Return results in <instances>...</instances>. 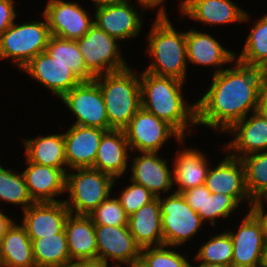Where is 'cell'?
<instances>
[{
    "label": "cell",
    "mask_w": 267,
    "mask_h": 267,
    "mask_svg": "<svg viewBox=\"0 0 267 267\" xmlns=\"http://www.w3.org/2000/svg\"><path fill=\"white\" fill-rule=\"evenodd\" d=\"M122 265H113V263L111 264V266L109 265L108 267H121Z\"/></svg>",
    "instance_id": "obj_52"
},
{
    "label": "cell",
    "mask_w": 267,
    "mask_h": 267,
    "mask_svg": "<svg viewBox=\"0 0 267 267\" xmlns=\"http://www.w3.org/2000/svg\"><path fill=\"white\" fill-rule=\"evenodd\" d=\"M23 140L25 156L30 162L68 171L63 132Z\"/></svg>",
    "instance_id": "obj_28"
},
{
    "label": "cell",
    "mask_w": 267,
    "mask_h": 267,
    "mask_svg": "<svg viewBox=\"0 0 267 267\" xmlns=\"http://www.w3.org/2000/svg\"><path fill=\"white\" fill-rule=\"evenodd\" d=\"M21 71L59 99L82 82L68 66L57 62L46 51L37 54Z\"/></svg>",
    "instance_id": "obj_17"
},
{
    "label": "cell",
    "mask_w": 267,
    "mask_h": 267,
    "mask_svg": "<svg viewBox=\"0 0 267 267\" xmlns=\"http://www.w3.org/2000/svg\"><path fill=\"white\" fill-rule=\"evenodd\" d=\"M179 9L183 16L210 26L250 20V14L231 0H181Z\"/></svg>",
    "instance_id": "obj_19"
},
{
    "label": "cell",
    "mask_w": 267,
    "mask_h": 267,
    "mask_svg": "<svg viewBox=\"0 0 267 267\" xmlns=\"http://www.w3.org/2000/svg\"><path fill=\"white\" fill-rule=\"evenodd\" d=\"M239 206L240 204L232 196L222 193L213 194L205 186L204 212L197 213L204 224L209 221L214 228L216 220L229 218Z\"/></svg>",
    "instance_id": "obj_36"
},
{
    "label": "cell",
    "mask_w": 267,
    "mask_h": 267,
    "mask_svg": "<svg viewBox=\"0 0 267 267\" xmlns=\"http://www.w3.org/2000/svg\"><path fill=\"white\" fill-rule=\"evenodd\" d=\"M131 0L94 8V24L120 42L136 39L142 31V14ZM136 8V9H135Z\"/></svg>",
    "instance_id": "obj_13"
},
{
    "label": "cell",
    "mask_w": 267,
    "mask_h": 267,
    "mask_svg": "<svg viewBox=\"0 0 267 267\" xmlns=\"http://www.w3.org/2000/svg\"><path fill=\"white\" fill-rule=\"evenodd\" d=\"M182 150V151H181ZM173 165V186H177L174 192L181 193L187 189L204 185L210 161L207 155L195 148H185L176 151Z\"/></svg>",
    "instance_id": "obj_26"
},
{
    "label": "cell",
    "mask_w": 267,
    "mask_h": 267,
    "mask_svg": "<svg viewBox=\"0 0 267 267\" xmlns=\"http://www.w3.org/2000/svg\"><path fill=\"white\" fill-rule=\"evenodd\" d=\"M166 0H137L136 2L139 4L138 6H141V8L144 10H149L151 9H156L158 8V11L156 12L157 14H167L166 12V7L163 5V3Z\"/></svg>",
    "instance_id": "obj_44"
},
{
    "label": "cell",
    "mask_w": 267,
    "mask_h": 267,
    "mask_svg": "<svg viewBox=\"0 0 267 267\" xmlns=\"http://www.w3.org/2000/svg\"><path fill=\"white\" fill-rule=\"evenodd\" d=\"M139 154L133 158L130 156V181L144 186L156 197L162 193L170 194L169 190L173 188V168L168 166V160L159 156V152Z\"/></svg>",
    "instance_id": "obj_18"
},
{
    "label": "cell",
    "mask_w": 267,
    "mask_h": 267,
    "mask_svg": "<svg viewBox=\"0 0 267 267\" xmlns=\"http://www.w3.org/2000/svg\"><path fill=\"white\" fill-rule=\"evenodd\" d=\"M191 28L186 31L187 62L192 65L209 66L214 73L221 72L226 64L233 63L236 52L226 49L219 41L207 32Z\"/></svg>",
    "instance_id": "obj_20"
},
{
    "label": "cell",
    "mask_w": 267,
    "mask_h": 267,
    "mask_svg": "<svg viewBox=\"0 0 267 267\" xmlns=\"http://www.w3.org/2000/svg\"><path fill=\"white\" fill-rule=\"evenodd\" d=\"M161 223L164 244L180 247L194 238L203 222L186 202L181 193L171 192L168 196H160Z\"/></svg>",
    "instance_id": "obj_7"
},
{
    "label": "cell",
    "mask_w": 267,
    "mask_h": 267,
    "mask_svg": "<svg viewBox=\"0 0 267 267\" xmlns=\"http://www.w3.org/2000/svg\"><path fill=\"white\" fill-rule=\"evenodd\" d=\"M116 179L93 168H75L66 172L67 199L71 214L88 216L111 193ZM69 197V198H68Z\"/></svg>",
    "instance_id": "obj_5"
},
{
    "label": "cell",
    "mask_w": 267,
    "mask_h": 267,
    "mask_svg": "<svg viewBox=\"0 0 267 267\" xmlns=\"http://www.w3.org/2000/svg\"><path fill=\"white\" fill-rule=\"evenodd\" d=\"M147 37L146 53L152 59L145 72L187 81L186 31H178L168 14H156Z\"/></svg>",
    "instance_id": "obj_3"
},
{
    "label": "cell",
    "mask_w": 267,
    "mask_h": 267,
    "mask_svg": "<svg viewBox=\"0 0 267 267\" xmlns=\"http://www.w3.org/2000/svg\"><path fill=\"white\" fill-rule=\"evenodd\" d=\"M211 168L208 169L204 183L208 190L213 194L232 196L239 204L247 202V209L250 210L253 201L246 188L245 170L241 159L227 152L225 158Z\"/></svg>",
    "instance_id": "obj_15"
},
{
    "label": "cell",
    "mask_w": 267,
    "mask_h": 267,
    "mask_svg": "<svg viewBox=\"0 0 267 267\" xmlns=\"http://www.w3.org/2000/svg\"><path fill=\"white\" fill-rule=\"evenodd\" d=\"M76 42L87 70L94 77L129 67L120 50V41L95 24L82 38L76 39Z\"/></svg>",
    "instance_id": "obj_8"
},
{
    "label": "cell",
    "mask_w": 267,
    "mask_h": 267,
    "mask_svg": "<svg viewBox=\"0 0 267 267\" xmlns=\"http://www.w3.org/2000/svg\"><path fill=\"white\" fill-rule=\"evenodd\" d=\"M257 112L267 116V71L262 73L258 90Z\"/></svg>",
    "instance_id": "obj_43"
},
{
    "label": "cell",
    "mask_w": 267,
    "mask_h": 267,
    "mask_svg": "<svg viewBox=\"0 0 267 267\" xmlns=\"http://www.w3.org/2000/svg\"><path fill=\"white\" fill-rule=\"evenodd\" d=\"M22 174L34 203L58 202L55 197L66 193V172L63 169L32 163L26 158Z\"/></svg>",
    "instance_id": "obj_23"
},
{
    "label": "cell",
    "mask_w": 267,
    "mask_h": 267,
    "mask_svg": "<svg viewBox=\"0 0 267 267\" xmlns=\"http://www.w3.org/2000/svg\"><path fill=\"white\" fill-rule=\"evenodd\" d=\"M14 22L0 37V60H10L21 70L32 58L45 51L51 36L47 20Z\"/></svg>",
    "instance_id": "obj_6"
},
{
    "label": "cell",
    "mask_w": 267,
    "mask_h": 267,
    "mask_svg": "<svg viewBox=\"0 0 267 267\" xmlns=\"http://www.w3.org/2000/svg\"><path fill=\"white\" fill-rule=\"evenodd\" d=\"M234 66L213 74L205 94L196 103V123L225 133L236 122L255 112L264 70L234 60Z\"/></svg>",
    "instance_id": "obj_1"
},
{
    "label": "cell",
    "mask_w": 267,
    "mask_h": 267,
    "mask_svg": "<svg viewBox=\"0 0 267 267\" xmlns=\"http://www.w3.org/2000/svg\"><path fill=\"white\" fill-rule=\"evenodd\" d=\"M69 214L64 199L58 202H38L23 211L20 221L29 238L35 240L61 233Z\"/></svg>",
    "instance_id": "obj_21"
},
{
    "label": "cell",
    "mask_w": 267,
    "mask_h": 267,
    "mask_svg": "<svg viewBox=\"0 0 267 267\" xmlns=\"http://www.w3.org/2000/svg\"><path fill=\"white\" fill-rule=\"evenodd\" d=\"M199 263L198 265H193L190 264V267H230V266H226V265H219V264H215V263H206L203 261H197L196 264Z\"/></svg>",
    "instance_id": "obj_48"
},
{
    "label": "cell",
    "mask_w": 267,
    "mask_h": 267,
    "mask_svg": "<svg viewBox=\"0 0 267 267\" xmlns=\"http://www.w3.org/2000/svg\"><path fill=\"white\" fill-rule=\"evenodd\" d=\"M18 172L0 164V202L19 205L24 211L34 202L28 193L22 172Z\"/></svg>",
    "instance_id": "obj_34"
},
{
    "label": "cell",
    "mask_w": 267,
    "mask_h": 267,
    "mask_svg": "<svg viewBox=\"0 0 267 267\" xmlns=\"http://www.w3.org/2000/svg\"><path fill=\"white\" fill-rule=\"evenodd\" d=\"M42 14L50 34L62 39L82 38L94 24V16L76 1L48 0Z\"/></svg>",
    "instance_id": "obj_12"
},
{
    "label": "cell",
    "mask_w": 267,
    "mask_h": 267,
    "mask_svg": "<svg viewBox=\"0 0 267 267\" xmlns=\"http://www.w3.org/2000/svg\"><path fill=\"white\" fill-rule=\"evenodd\" d=\"M14 0H0V37L18 17Z\"/></svg>",
    "instance_id": "obj_40"
},
{
    "label": "cell",
    "mask_w": 267,
    "mask_h": 267,
    "mask_svg": "<svg viewBox=\"0 0 267 267\" xmlns=\"http://www.w3.org/2000/svg\"><path fill=\"white\" fill-rule=\"evenodd\" d=\"M71 266L72 267H108L109 265L101 261H86V262H75Z\"/></svg>",
    "instance_id": "obj_46"
},
{
    "label": "cell",
    "mask_w": 267,
    "mask_h": 267,
    "mask_svg": "<svg viewBox=\"0 0 267 267\" xmlns=\"http://www.w3.org/2000/svg\"><path fill=\"white\" fill-rule=\"evenodd\" d=\"M45 51L68 66L81 81H92L94 76L87 70L82 53L76 40L62 39L51 35Z\"/></svg>",
    "instance_id": "obj_32"
},
{
    "label": "cell",
    "mask_w": 267,
    "mask_h": 267,
    "mask_svg": "<svg viewBox=\"0 0 267 267\" xmlns=\"http://www.w3.org/2000/svg\"><path fill=\"white\" fill-rule=\"evenodd\" d=\"M245 170V183L252 201L267 197V151L241 158Z\"/></svg>",
    "instance_id": "obj_33"
},
{
    "label": "cell",
    "mask_w": 267,
    "mask_h": 267,
    "mask_svg": "<svg viewBox=\"0 0 267 267\" xmlns=\"http://www.w3.org/2000/svg\"><path fill=\"white\" fill-rule=\"evenodd\" d=\"M106 130L72 124L63 132L67 170L93 168L100 140Z\"/></svg>",
    "instance_id": "obj_22"
},
{
    "label": "cell",
    "mask_w": 267,
    "mask_h": 267,
    "mask_svg": "<svg viewBox=\"0 0 267 267\" xmlns=\"http://www.w3.org/2000/svg\"><path fill=\"white\" fill-rule=\"evenodd\" d=\"M237 55L240 63L267 71V13L254 23Z\"/></svg>",
    "instance_id": "obj_31"
},
{
    "label": "cell",
    "mask_w": 267,
    "mask_h": 267,
    "mask_svg": "<svg viewBox=\"0 0 267 267\" xmlns=\"http://www.w3.org/2000/svg\"><path fill=\"white\" fill-rule=\"evenodd\" d=\"M1 209V208H0ZM15 220L7 216L4 212L0 210V244L3 237L9 230V228L14 224Z\"/></svg>",
    "instance_id": "obj_45"
},
{
    "label": "cell",
    "mask_w": 267,
    "mask_h": 267,
    "mask_svg": "<svg viewBox=\"0 0 267 267\" xmlns=\"http://www.w3.org/2000/svg\"><path fill=\"white\" fill-rule=\"evenodd\" d=\"M183 82L144 70L140 72L141 107L172 125L184 138L192 135L196 123V103L186 102ZM187 129V130H186ZM187 133V134H186Z\"/></svg>",
    "instance_id": "obj_2"
},
{
    "label": "cell",
    "mask_w": 267,
    "mask_h": 267,
    "mask_svg": "<svg viewBox=\"0 0 267 267\" xmlns=\"http://www.w3.org/2000/svg\"><path fill=\"white\" fill-rule=\"evenodd\" d=\"M263 267H267V248H266V251H265V259H264Z\"/></svg>",
    "instance_id": "obj_50"
},
{
    "label": "cell",
    "mask_w": 267,
    "mask_h": 267,
    "mask_svg": "<svg viewBox=\"0 0 267 267\" xmlns=\"http://www.w3.org/2000/svg\"><path fill=\"white\" fill-rule=\"evenodd\" d=\"M233 242L229 233L225 230L216 233L203 243L195 254L194 261L215 263L232 267Z\"/></svg>",
    "instance_id": "obj_35"
},
{
    "label": "cell",
    "mask_w": 267,
    "mask_h": 267,
    "mask_svg": "<svg viewBox=\"0 0 267 267\" xmlns=\"http://www.w3.org/2000/svg\"><path fill=\"white\" fill-rule=\"evenodd\" d=\"M128 228L141 249L164 245L159 198L156 197L129 216Z\"/></svg>",
    "instance_id": "obj_27"
},
{
    "label": "cell",
    "mask_w": 267,
    "mask_h": 267,
    "mask_svg": "<svg viewBox=\"0 0 267 267\" xmlns=\"http://www.w3.org/2000/svg\"><path fill=\"white\" fill-rule=\"evenodd\" d=\"M175 246L160 245L141 249L140 258L148 267H190V262L185 254L176 252ZM182 254V255H181Z\"/></svg>",
    "instance_id": "obj_37"
},
{
    "label": "cell",
    "mask_w": 267,
    "mask_h": 267,
    "mask_svg": "<svg viewBox=\"0 0 267 267\" xmlns=\"http://www.w3.org/2000/svg\"><path fill=\"white\" fill-rule=\"evenodd\" d=\"M102 92L109 130H124L141 108L140 75L131 67L94 78Z\"/></svg>",
    "instance_id": "obj_4"
},
{
    "label": "cell",
    "mask_w": 267,
    "mask_h": 267,
    "mask_svg": "<svg viewBox=\"0 0 267 267\" xmlns=\"http://www.w3.org/2000/svg\"><path fill=\"white\" fill-rule=\"evenodd\" d=\"M60 100L73 113L75 125L109 130L104 98L95 80L82 81Z\"/></svg>",
    "instance_id": "obj_10"
},
{
    "label": "cell",
    "mask_w": 267,
    "mask_h": 267,
    "mask_svg": "<svg viewBox=\"0 0 267 267\" xmlns=\"http://www.w3.org/2000/svg\"><path fill=\"white\" fill-rule=\"evenodd\" d=\"M31 241L36 267H69L73 264L64 230L53 236Z\"/></svg>",
    "instance_id": "obj_30"
},
{
    "label": "cell",
    "mask_w": 267,
    "mask_h": 267,
    "mask_svg": "<svg viewBox=\"0 0 267 267\" xmlns=\"http://www.w3.org/2000/svg\"><path fill=\"white\" fill-rule=\"evenodd\" d=\"M263 202L267 204V198L254 200L251 204L250 211L260 221L262 228H263V232L267 238V211H265L266 205H264Z\"/></svg>",
    "instance_id": "obj_42"
},
{
    "label": "cell",
    "mask_w": 267,
    "mask_h": 267,
    "mask_svg": "<svg viewBox=\"0 0 267 267\" xmlns=\"http://www.w3.org/2000/svg\"><path fill=\"white\" fill-rule=\"evenodd\" d=\"M237 230H227L233 242L232 267L263 266L267 238L256 216L247 210Z\"/></svg>",
    "instance_id": "obj_11"
},
{
    "label": "cell",
    "mask_w": 267,
    "mask_h": 267,
    "mask_svg": "<svg viewBox=\"0 0 267 267\" xmlns=\"http://www.w3.org/2000/svg\"><path fill=\"white\" fill-rule=\"evenodd\" d=\"M0 267H5L3 260L0 258Z\"/></svg>",
    "instance_id": "obj_51"
},
{
    "label": "cell",
    "mask_w": 267,
    "mask_h": 267,
    "mask_svg": "<svg viewBox=\"0 0 267 267\" xmlns=\"http://www.w3.org/2000/svg\"><path fill=\"white\" fill-rule=\"evenodd\" d=\"M101 202L88 216L94 225L128 226V216L117 197Z\"/></svg>",
    "instance_id": "obj_38"
},
{
    "label": "cell",
    "mask_w": 267,
    "mask_h": 267,
    "mask_svg": "<svg viewBox=\"0 0 267 267\" xmlns=\"http://www.w3.org/2000/svg\"><path fill=\"white\" fill-rule=\"evenodd\" d=\"M0 258L5 267H36L32 241L21 223L15 221L3 237Z\"/></svg>",
    "instance_id": "obj_29"
},
{
    "label": "cell",
    "mask_w": 267,
    "mask_h": 267,
    "mask_svg": "<svg viewBox=\"0 0 267 267\" xmlns=\"http://www.w3.org/2000/svg\"><path fill=\"white\" fill-rule=\"evenodd\" d=\"M181 194L195 212H204L205 185L187 189Z\"/></svg>",
    "instance_id": "obj_41"
},
{
    "label": "cell",
    "mask_w": 267,
    "mask_h": 267,
    "mask_svg": "<svg viewBox=\"0 0 267 267\" xmlns=\"http://www.w3.org/2000/svg\"><path fill=\"white\" fill-rule=\"evenodd\" d=\"M98 261L126 265L140 259L141 248L136 244L128 226L95 225Z\"/></svg>",
    "instance_id": "obj_14"
},
{
    "label": "cell",
    "mask_w": 267,
    "mask_h": 267,
    "mask_svg": "<svg viewBox=\"0 0 267 267\" xmlns=\"http://www.w3.org/2000/svg\"><path fill=\"white\" fill-rule=\"evenodd\" d=\"M64 231L72 263L98 261L95 225L89 216L70 213Z\"/></svg>",
    "instance_id": "obj_25"
},
{
    "label": "cell",
    "mask_w": 267,
    "mask_h": 267,
    "mask_svg": "<svg viewBox=\"0 0 267 267\" xmlns=\"http://www.w3.org/2000/svg\"><path fill=\"white\" fill-rule=\"evenodd\" d=\"M129 151L130 148L124 130H108L100 140L93 169L118 180L124 176L129 166Z\"/></svg>",
    "instance_id": "obj_24"
},
{
    "label": "cell",
    "mask_w": 267,
    "mask_h": 267,
    "mask_svg": "<svg viewBox=\"0 0 267 267\" xmlns=\"http://www.w3.org/2000/svg\"><path fill=\"white\" fill-rule=\"evenodd\" d=\"M127 267H148V265L140 258L130 264H126Z\"/></svg>",
    "instance_id": "obj_49"
},
{
    "label": "cell",
    "mask_w": 267,
    "mask_h": 267,
    "mask_svg": "<svg viewBox=\"0 0 267 267\" xmlns=\"http://www.w3.org/2000/svg\"><path fill=\"white\" fill-rule=\"evenodd\" d=\"M225 133L234 137L223 145L222 151L234 157L241 159L252 153L267 151V116L257 111L236 122Z\"/></svg>",
    "instance_id": "obj_16"
},
{
    "label": "cell",
    "mask_w": 267,
    "mask_h": 267,
    "mask_svg": "<svg viewBox=\"0 0 267 267\" xmlns=\"http://www.w3.org/2000/svg\"><path fill=\"white\" fill-rule=\"evenodd\" d=\"M124 132L130 152L136 154L160 152L165 142L172 138H175L179 145L185 146V138L172 125L142 107L131 118Z\"/></svg>",
    "instance_id": "obj_9"
},
{
    "label": "cell",
    "mask_w": 267,
    "mask_h": 267,
    "mask_svg": "<svg viewBox=\"0 0 267 267\" xmlns=\"http://www.w3.org/2000/svg\"><path fill=\"white\" fill-rule=\"evenodd\" d=\"M125 1L127 0H92L94 4V8L105 6V5H110V4L122 3Z\"/></svg>",
    "instance_id": "obj_47"
},
{
    "label": "cell",
    "mask_w": 267,
    "mask_h": 267,
    "mask_svg": "<svg viewBox=\"0 0 267 267\" xmlns=\"http://www.w3.org/2000/svg\"><path fill=\"white\" fill-rule=\"evenodd\" d=\"M131 185H127L118 196L121 206L129 217L138 211L143 205L153 201L156 196L153 195L144 186L130 181Z\"/></svg>",
    "instance_id": "obj_39"
}]
</instances>
